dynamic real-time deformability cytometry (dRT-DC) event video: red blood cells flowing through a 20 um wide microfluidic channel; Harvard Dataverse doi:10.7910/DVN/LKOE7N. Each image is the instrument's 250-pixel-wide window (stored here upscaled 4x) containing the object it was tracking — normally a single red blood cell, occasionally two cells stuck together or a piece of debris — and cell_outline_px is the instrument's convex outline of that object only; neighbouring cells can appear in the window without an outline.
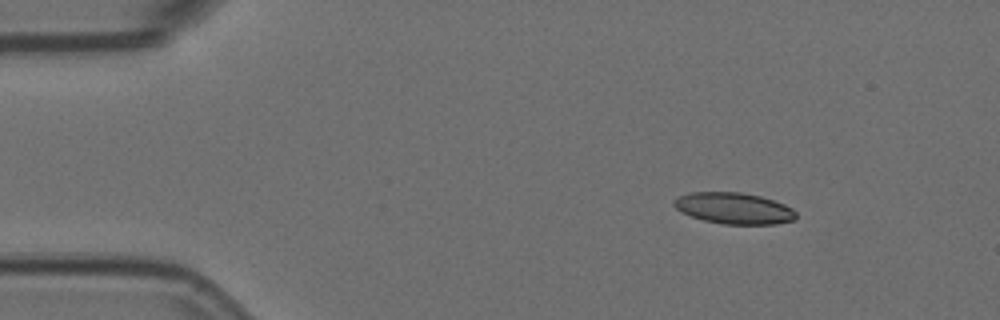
{"species": "Egyptian fruit bat (a non-hibernating species)", "species_latin": "Rousettus aegyptiacus", "temperature_condition": "room temperature", "stored_images_in_passage": 9, "camera_frame_rate_fps": 3000, "um_per_image_px": 0.085, "animal": {"sex": "female"}, "frame": {"image": 1, "passage_image": 2, "time_ms": 0.333, "image_size_px": [1000, 320], "cell_outline_px": [[796, 220], [776, 224], [724, 224], [704, 220], [680, 212], [672, 204], [672, 200], [688, 192], [740, 192], [760, 196], [784, 204], [792, 208], [796, 212]], "centroid_in_image_um": [62.37, 17.7], "position_along_channel_um": 22.6, "area_um2": 22.31}}
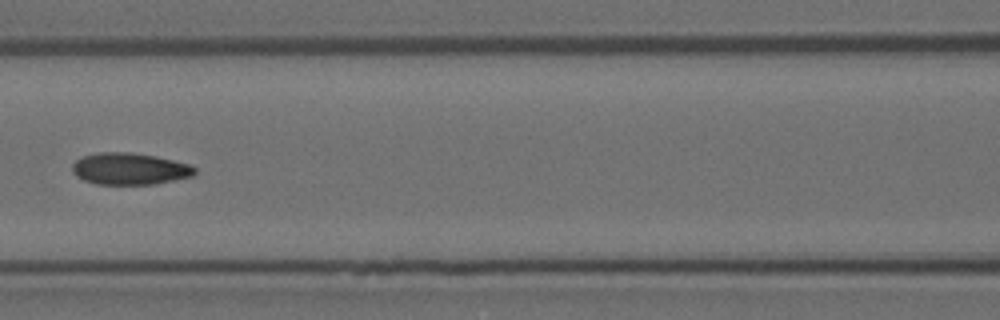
{"frame": {"image": 2, "passage_image": 6, "time_ms": 1.667, "image_size_px": [1000, 320], "cell_outline_px": [[196, 172], [192, 176], [156, 184], [96, 184], [84, 180], [76, 176], [72, 172], [72, 164], [76, 160], [84, 156], [100, 152], [132, 152], [156, 156], [192, 164], [196, 168]], "centroid_in_image_um": [11.04, 14.34], "position_along_channel_um": 155.6, "area_um2": 22.83}}
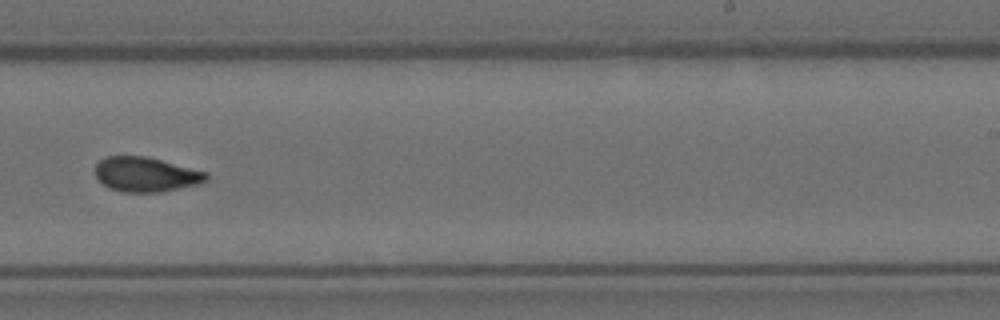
{"frame": {"image": 3, "passage_image": 9, "time_ms": 2.667, "image_size_px": [1000, 320], "cell_outline_px": [[208, 180], [200, 184], [160, 192], [120, 192], [108, 188], [96, 176], [96, 164], [104, 156], [144, 156], [208, 172]], "centroid_in_image_um": [12.41, 14.83], "position_along_channel_um": 276.6, "area_um2": 22.43}}